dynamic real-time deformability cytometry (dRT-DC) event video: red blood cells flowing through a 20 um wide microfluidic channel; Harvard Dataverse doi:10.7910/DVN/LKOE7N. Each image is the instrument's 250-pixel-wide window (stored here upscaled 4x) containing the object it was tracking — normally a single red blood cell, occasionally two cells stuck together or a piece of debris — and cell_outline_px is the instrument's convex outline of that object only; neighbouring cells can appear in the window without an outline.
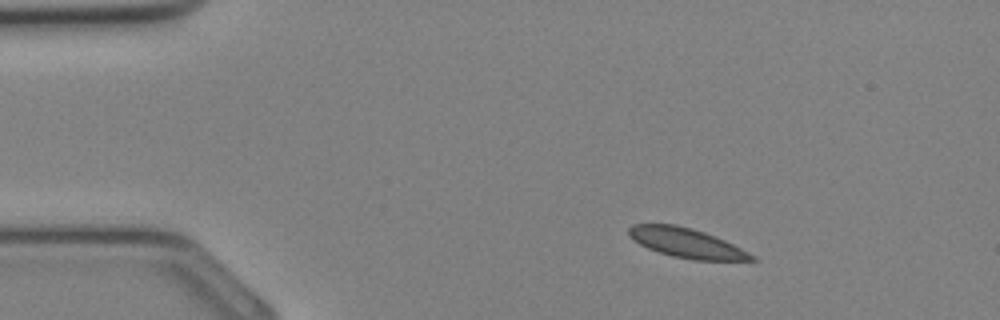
{"species": "Egyptian fruit bat (a non-hibernating species)", "species_latin": "Rousettus aegyptiacus", "temperature_condition": "cold", "stored_images_in_passage": 31, "camera_frame_rate_fps": 3000, "um_per_image_px": 0.085, "animal": {"sex": "female"}, "frame": {"image": 1, "passage_image": 2, "time_ms": 0.333, "image_size_px": [1000, 320], "cell_outline_px": [[756, 260], [692, 260], [672, 256], [648, 248], [640, 244], [628, 236], [628, 228], [632, 224], [676, 224], [692, 228], [704, 232], [724, 240], [756, 256]], "centroid_in_image_um": [58.32, 20.64], "position_along_channel_um": 26.7, "area_um2": 20.98}}
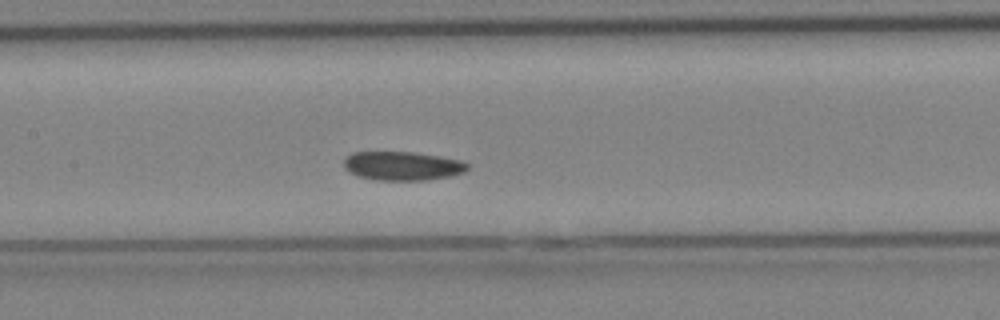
{"frame": {"image": 2, "passage_image": 13, "time_ms": 4.0, "image_size_px": [1000, 320], "cell_outline_px": [[468, 168], [464, 172], [452, 176], [428, 180], [376, 180], [356, 176], [348, 172], [344, 168], [344, 160], [352, 152], [412, 152], [440, 156], [460, 160], [468, 164]], "centroid_in_image_um": [34.19, 14.11], "position_along_channel_um": 173.2, "area_um2": 20.92}}
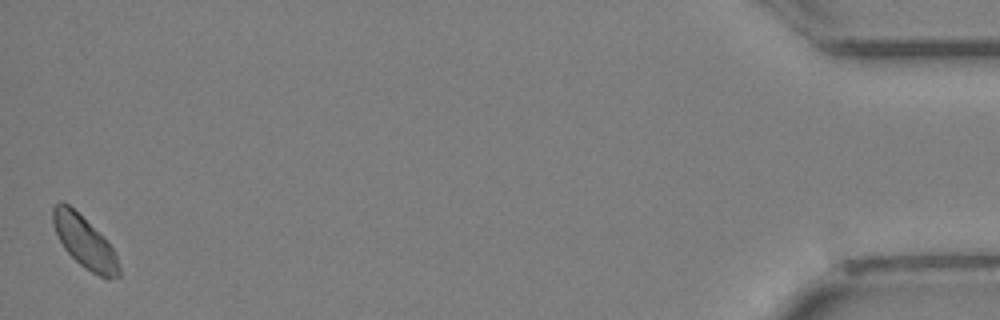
{"frame": {"image": 3, "passage_image": 31, "time_ms": 10.0, "image_size_px": [1000, 320], "cell_outline_px": [[120, 276], [108, 280], [92, 272], [80, 264], [64, 248], [52, 224], [52, 208], [60, 200], [68, 204], [104, 236], [116, 252], [120, 268]], "centroid_in_image_um": [7.21, 20.57], "position_along_channel_um": 428.0, "area_um2": 19.94}}